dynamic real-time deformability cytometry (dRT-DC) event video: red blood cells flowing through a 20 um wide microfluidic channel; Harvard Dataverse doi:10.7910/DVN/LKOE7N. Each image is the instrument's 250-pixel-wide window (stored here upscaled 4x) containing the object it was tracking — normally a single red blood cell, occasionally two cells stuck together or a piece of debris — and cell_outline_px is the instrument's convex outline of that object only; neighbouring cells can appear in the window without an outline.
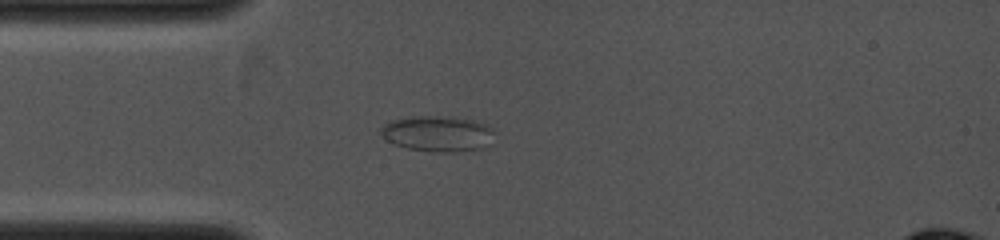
{"species": "common noctule bat (a hibernating species)", "species_latin": "Nyctalus noctula", "temperature_condition": "cold", "stored_images_in_passage": 6, "camera_frame_rate_fps": 4000, "um_per_image_px": 0.085, "animal": {"sex": "female", "body_mass_g": 19.0, "forearm_length_mm": 53.3}, "frame": {"image": 1, "passage_image": 5, "time_ms": 2.5, "image_size_px": [1000, 240], "cell_outline_px": [[492, 132], [488, 144], [480, 148], [452, 152], [436, 152], [408, 148], [396, 144], [388, 140], [380, 132], [380, 128], [388, 120], [412, 116], [448, 116], [476, 120], [492, 128]], "centroid_in_image_um": [37.16, 11.33], "position_along_channel_um": 47.8, "area_um2": 23.41}}